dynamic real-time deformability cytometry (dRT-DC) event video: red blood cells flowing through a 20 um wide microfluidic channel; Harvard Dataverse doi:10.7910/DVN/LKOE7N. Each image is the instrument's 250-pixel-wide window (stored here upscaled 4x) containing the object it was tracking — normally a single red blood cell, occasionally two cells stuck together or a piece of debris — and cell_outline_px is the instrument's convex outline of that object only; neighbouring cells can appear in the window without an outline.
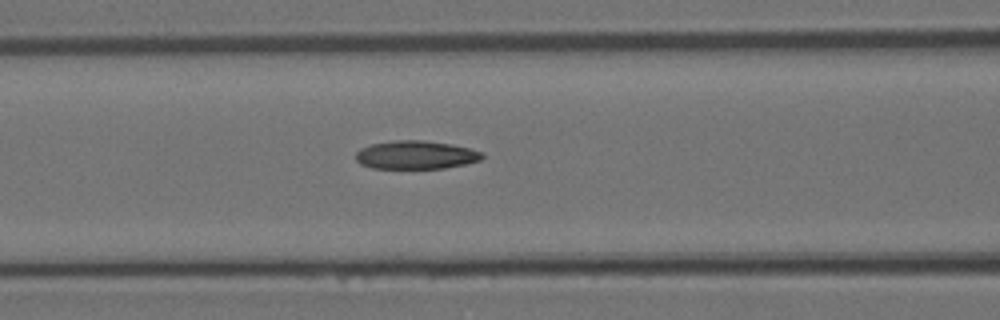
{"species": "Egyptian fruit bat (a non-hibernating species)", "species_latin": "Rousettus aegyptiacus", "temperature_condition": "room temperature", "stored_images_in_passage": 6, "camera_frame_rate_fps": 3000, "um_per_image_px": 0.085, "animal": {"sex": "female"}, "frame": {"image": 1, "passage_image": 6, "time_ms": 1.667, "image_size_px": [1000, 320], "cell_outline_px": [[484, 156], [480, 160], [464, 164], [444, 168], [372, 168], [360, 164], [356, 160], [356, 152], [360, 148], [368, 144], [396, 140], [424, 140], [452, 144], [484, 152]], "centroid_in_image_um": [35.32, 13.16], "position_along_channel_um": 131.3, "area_um2": 20.98}}